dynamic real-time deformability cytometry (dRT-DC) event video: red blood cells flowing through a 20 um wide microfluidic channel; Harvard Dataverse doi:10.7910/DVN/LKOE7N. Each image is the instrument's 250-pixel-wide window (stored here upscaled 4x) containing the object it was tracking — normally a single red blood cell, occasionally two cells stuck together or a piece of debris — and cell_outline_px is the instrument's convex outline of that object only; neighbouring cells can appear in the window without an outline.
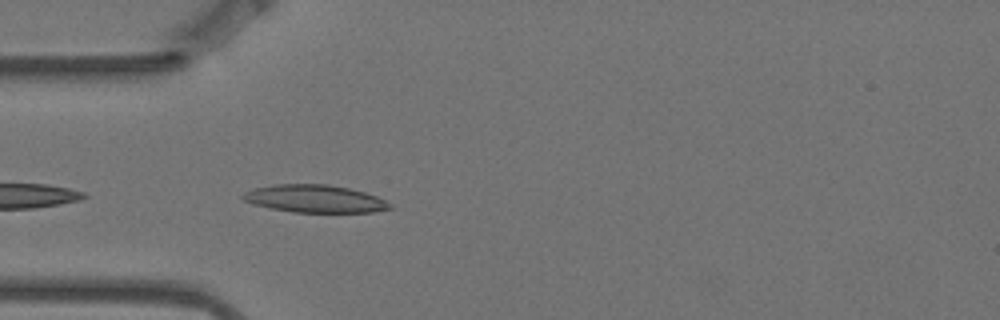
{"species": "Egyptian fruit bat (a non-hibernating species)", "species_latin": "Rousettus aegyptiacus", "temperature_condition": "warm", "stored_images_in_passage": 4, "camera_frame_rate_fps": 3000, "um_per_image_px": 0.085, "animal": {"sex": "female"}, "frame": {"image": 1, "passage_image": 4, "time_ms": 1.0, "image_size_px": [1000, 320], "cell_outline_px": [[392, 208], [372, 212], [292, 212], [268, 208], [252, 204], [244, 200], [240, 196], [244, 192], [256, 188], [272, 184], [328, 184], [348, 188], [364, 192], [376, 196], [392, 204]], "centroid_in_image_um": [26.72, 16.89], "position_along_channel_um": 58.3, "area_um2": 23.7}}